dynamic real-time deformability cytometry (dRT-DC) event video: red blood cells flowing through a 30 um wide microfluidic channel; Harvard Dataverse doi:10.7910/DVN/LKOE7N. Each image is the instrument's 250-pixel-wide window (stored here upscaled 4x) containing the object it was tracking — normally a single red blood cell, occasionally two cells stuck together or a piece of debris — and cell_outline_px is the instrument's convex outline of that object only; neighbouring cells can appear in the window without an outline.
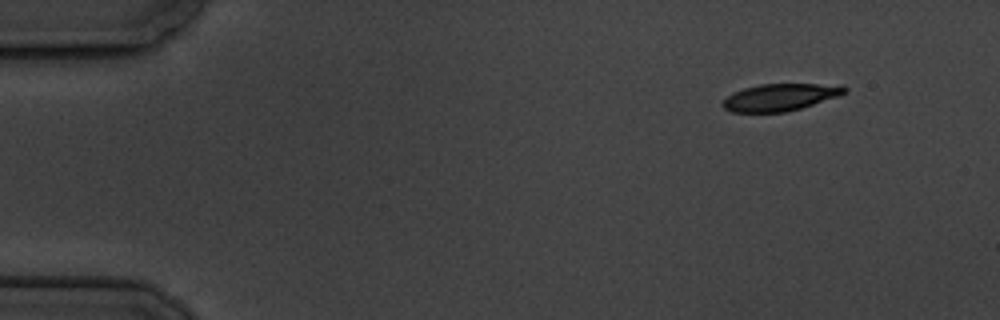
{"species": "common noctule bat (a hibernating species)", "species_latin": "Nyctalus noctula", "temperature_condition": "cold", "stored_images_in_passage": 4, "camera_frame_rate_fps": 3000, "um_per_image_px": 0.085, "animal": {"sex": "male", "body_mass_g": 19.5, "forearm_length_mm": 54.6}, "frame": {"image": 1, "passage_image": 1, "time_ms": 0.0, "image_size_px": [1000, 320], "cell_outline_px": [[848, 92], [840, 96], [800, 108], [784, 112], [732, 112], [724, 108], [720, 104], [732, 92], [744, 88], [760, 84], [844, 84], [848, 88]], "centroid_in_image_um": [66.36, 8.25], "position_along_channel_um": 18.6, "area_um2": 19.42}}
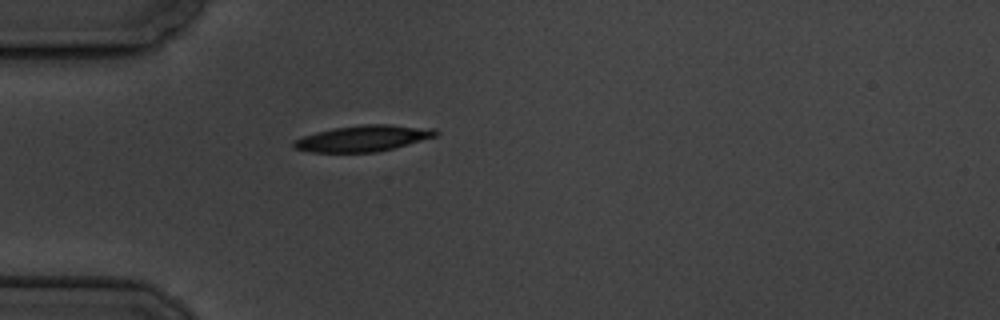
{"frame": {"image": 2, "passage_image": 4, "time_ms": 3.667, "image_size_px": [1000, 320], "cell_outline_px": [[440, 136], [376, 152], [312, 152], [292, 148], [292, 140], [316, 132], [332, 128], [364, 124], [388, 124], [436, 128], [440, 132]], "centroid_in_image_um": [30.9, 11.75], "position_along_channel_um": 54.1, "area_um2": 21.85}}